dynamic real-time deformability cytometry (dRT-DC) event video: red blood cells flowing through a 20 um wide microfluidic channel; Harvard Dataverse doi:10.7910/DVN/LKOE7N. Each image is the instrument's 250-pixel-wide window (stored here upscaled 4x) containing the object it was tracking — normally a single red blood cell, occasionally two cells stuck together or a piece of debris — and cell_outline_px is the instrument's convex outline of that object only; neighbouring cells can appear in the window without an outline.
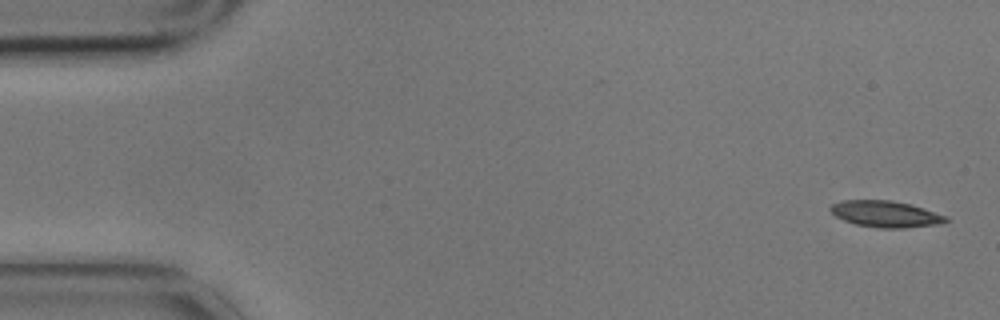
{"species": "common noctule bat (a hibernating species)", "species_latin": "Nyctalus noctula", "temperature_condition": "cold", "stored_images_in_passage": 5, "camera_frame_rate_fps": 3000, "um_per_image_px": 0.085, "animal": {"sex": "male", "body_mass_g": 17.9}, "frame": {"image": 1, "passage_image": 1, "time_ms": 0.0, "image_size_px": [1000, 320], "cell_outline_px": [[948, 220], [936, 224], [904, 228], [880, 228], [856, 224], [844, 220], [836, 216], [828, 208], [832, 204], [840, 200], [892, 200], [912, 204], [948, 216]], "centroid_in_image_um": [75.27, 18.17], "position_along_channel_um": 9.7, "area_um2": 17.74}}
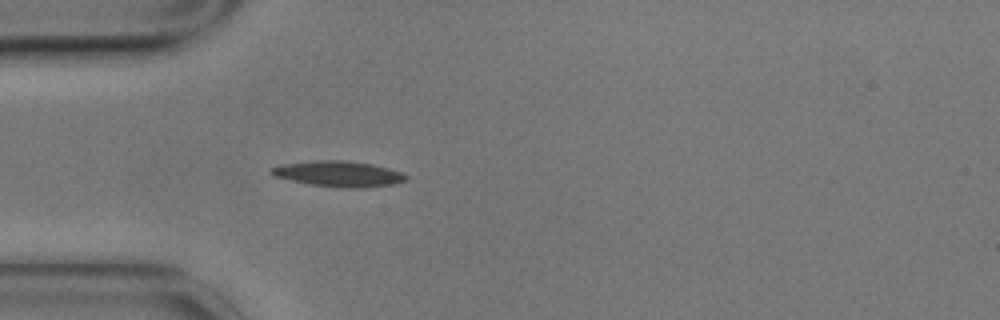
{"frame": {"image": 2, "passage_image": 5, "time_ms": 1.333, "image_size_px": [1000, 320], "cell_outline_px": [[408, 180], [392, 184], [360, 188], [348, 188], [308, 184], [272, 176], [268, 172], [272, 168], [280, 164], [312, 160], [344, 160], [372, 164], [388, 168], [400, 172], [408, 176]], "centroid_in_image_um": [28.73, 14.77], "position_along_channel_um": 56.3, "area_um2": 20.23}}